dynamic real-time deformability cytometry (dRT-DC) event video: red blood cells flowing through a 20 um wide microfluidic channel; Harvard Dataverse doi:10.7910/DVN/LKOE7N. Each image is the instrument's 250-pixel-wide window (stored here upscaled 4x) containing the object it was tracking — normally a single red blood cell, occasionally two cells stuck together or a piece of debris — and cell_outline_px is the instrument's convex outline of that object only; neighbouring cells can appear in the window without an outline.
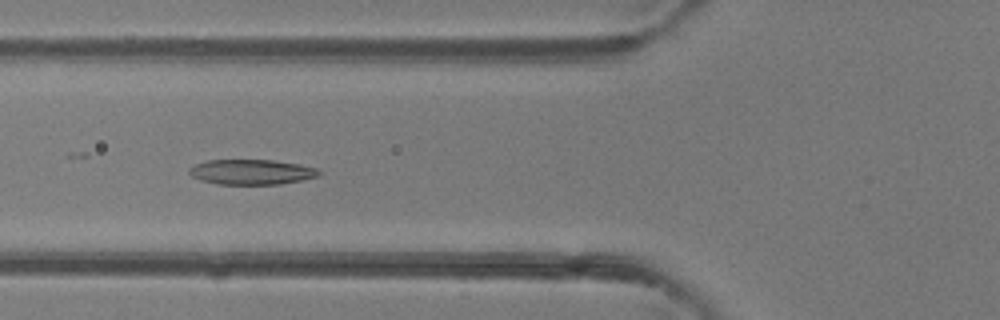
{"species": "common noctule bat (a hibernating species)", "species_latin": "Nyctalus noctula", "temperature_condition": "room temperature", "stored_images_in_passage": 45, "camera_frame_rate_fps": 3000, "um_per_image_px": 0.085, "animal": {"sex": "female"}, "frame": {"image": 1, "passage_image": 15, "time_ms": 4.667, "image_size_px": [1000, 320], "cell_outline_px": [[324, 172], [320, 176], [280, 184], [216, 184], [200, 180], [192, 176], [188, 172], [188, 168], [196, 164], [208, 160], [272, 160], [300, 164], [316, 168]], "centroid_in_image_um": [21.4, 14.62], "position_along_channel_um": 104.4, "area_um2": 19.07}}
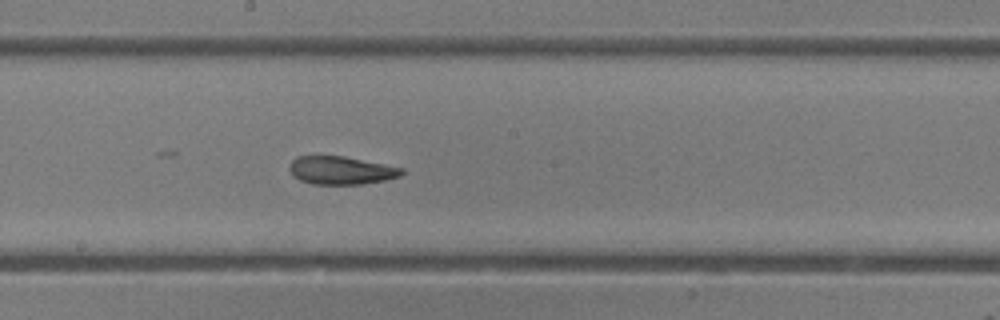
{"frame": {"image": 2, "passage_image": 23, "time_ms": 7.333, "image_size_px": [1000, 320], "cell_outline_px": [[404, 172], [400, 176], [384, 180], [364, 184], [312, 184], [300, 180], [288, 168], [292, 160], [296, 156], [344, 156], [404, 168]], "centroid_in_image_um": [29.0, 14.48], "position_along_channel_um": 219.2, "area_um2": 18.26}}
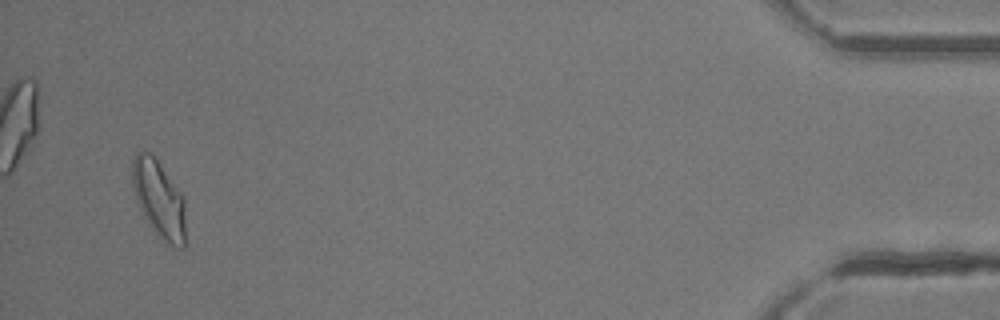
{"frame": {"image": 3, "passage_image": 43, "time_ms": 14.0, "image_size_px": [1000, 320], "cell_outline_px": [[184, 248], [176, 248], [164, 240], [148, 224], [136, 200], [132, 184], [132, 160], [136, 152], [148, 152], [156, 160], [184, 196]], "centroid_in_image_um": [13.49, 16.92], "position_along_channel_um": 421.7, "area_um2": 23.52}, "authors_computed_cell_mechanics": {"area_um2": 20.519, "velocity_mm_per_s": 4.2863, "shape_relaxation_time_tau1_ms": 4.4879, "shape_relaxation_time_tau2_ms": 1.9308, "deformation_change_tau1": 0.1641, "deformation_change_tau2": 0.095}}